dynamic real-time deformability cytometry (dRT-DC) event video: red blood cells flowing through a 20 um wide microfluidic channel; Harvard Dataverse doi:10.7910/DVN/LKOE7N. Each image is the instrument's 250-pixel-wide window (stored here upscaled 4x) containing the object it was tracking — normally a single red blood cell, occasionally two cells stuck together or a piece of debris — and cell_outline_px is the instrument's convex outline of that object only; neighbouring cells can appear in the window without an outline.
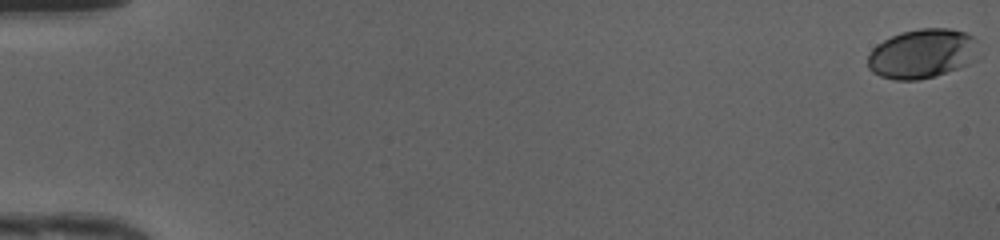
{"species": "human", "species_latin": "Homo sapiens", "temperature_condition": "cold", "stored_images_in_passage": 50, "camera_frame_rate_fps": 3000, "um_per_image_px": 0.085, "donor": {"sex": "female"}, "frame": {"image": 1, "passage_image": 1, "time_ms": 0.0, "image_size_px": [1000, 240], "cell_outline_px": [[980, 56], [976, 60], [968, 64], [936, 76], [920, 80], [896, 80], [880, 76], [872, 72], [868, 68], [868, 56], [872, 48], [876, 44], [900, 32], [920, 28], [948, 28], [964, 32], [972, 36], [976, 40]], "centroid_in_image_um": [78.41, 4.56], "position_along_channel_um": 6.6, "area_um2": 32.31}}
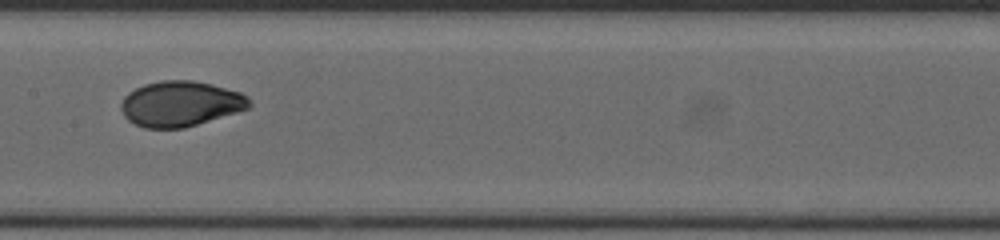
{"frame": {"image": 2, "passage_image": 27, "time_ms": 8.667, "image_size_px": [1000, 240], "cell_outline_px": [[252, 104], [248, 108], [236, 112], [184, 128], [144, 128], [128, 120], [124, 116], [120, 108], [120, 104], [124, 96], [128, 92], [144, 84], [160, 80], [192, 80], [212, 84], [240, 92], [248, 96]], "centroid_in_image_um": [15.32, 8.81], "position_along_channel_um": 192.1, "area_um2": 33.93}}
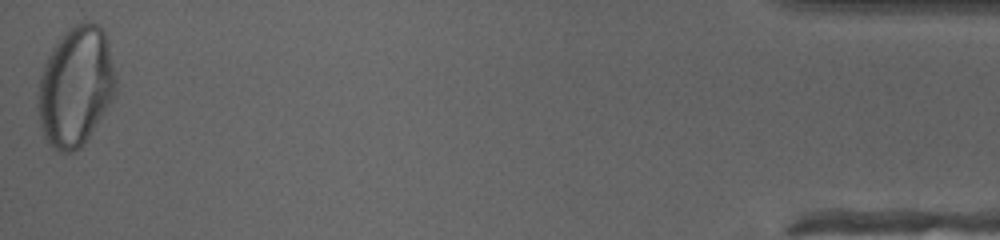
{"frame": {"image": 3, "passage_image": 50, "time_ms": 16.333, "image_size_px": [1000, 240], "cell_outline_px": [[116, 92], [112, 100], [84, 144], [80, 148], [72, 152], [60, 152], [52, 148], [44, 136], [40, 124], [36, 108], [36, 92], [40, 76], [44, 64], [52, 48], [68, 28], [76, 24], [88, 20], [92, 20], [104, 32], [108, 40], [116, 72]], "centroid_in_image_um": [6.42, 7.35], "position_along_channel_um": 428.8, "area_um2": 54.91}, "authors_computed_cell_mechanics": {"area_um2": 33.5818, "velocity_mm_per_s": 4.2046, "shape_relaxation_time_tau1_ms": 5.0922, "shape_relaxation_time_tau2_ms": null, "deformation_change_tau1": 0.2027, "deformation_change_tau2": null}}